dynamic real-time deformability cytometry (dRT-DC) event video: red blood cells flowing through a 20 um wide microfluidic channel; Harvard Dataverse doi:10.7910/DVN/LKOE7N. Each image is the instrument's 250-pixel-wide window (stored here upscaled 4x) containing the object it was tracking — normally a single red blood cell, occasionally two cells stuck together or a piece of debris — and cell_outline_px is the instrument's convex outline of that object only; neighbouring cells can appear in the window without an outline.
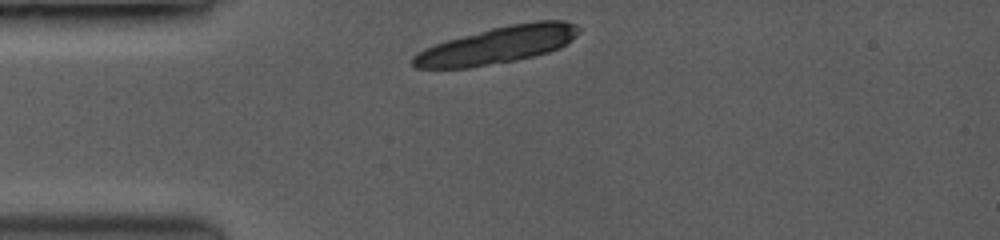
{"species": "common noctule bat (a hibernating species)", "species_latin": "Nyctalus noctula", "temperature_condition": "room temperature", "stored_images_in_passage": 6, "camera_frame_rate_fps": 3500, "um_per_image_px": 0.085, "animal": {"sex": "female", "body_mass_g": 19.0, "forearm_length_mm": 53.3}, "frame": {"image": 1, "passage_image": 1, "time_ms": 0.0, "image_size_px": [1000, 240], "cell_outline_px": [[580, 32], [572, 40], [548, 52], [516, 60], [468, 68], [416, 68], [412, 64], [412, 56], [424, 48], [448, 40], [492, 28], [508, 24], [536, 20], [564, 20], [580, 28]], "centroid_in_image_um": [42.28, 3.82], "position_along_channel_um": 42.7, "area_um2": 35.43}}